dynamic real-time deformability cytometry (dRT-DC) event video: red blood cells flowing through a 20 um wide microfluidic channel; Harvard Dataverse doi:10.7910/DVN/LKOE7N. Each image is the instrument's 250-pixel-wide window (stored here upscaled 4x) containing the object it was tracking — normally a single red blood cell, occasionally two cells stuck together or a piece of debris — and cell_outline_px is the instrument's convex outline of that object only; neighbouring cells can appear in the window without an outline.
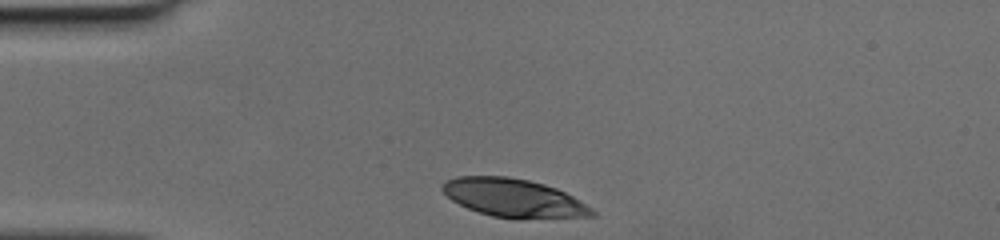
{"species": "human", "species_latin": "Homo sapiens", "temperature_condition": "cold", "stored_images_in_passage": 28, "camera_frame_rate_fps": 3000, "um_per_image_px": 0.085, "donor": {"sex": "female"}, "frame": {"image": 1, "passage_image": 1, "time_ms": 0.0, "image_size_px": [1000, 240], "cell_outline_px": [[596, 216], [520, 220], [516, 220], [492, 216], [468, 208], [452, 200], [440, 188], [440, 184], [444, 180], [456, 176], [508, 176], [528, 180], [544, 184], [556, 188], [572, 196], [592, 208], [596, 212]], "centroid_in_image_um": [43.67, 16.84], "position_along_channel_um": 41.3, "area_um2": 33.87}}
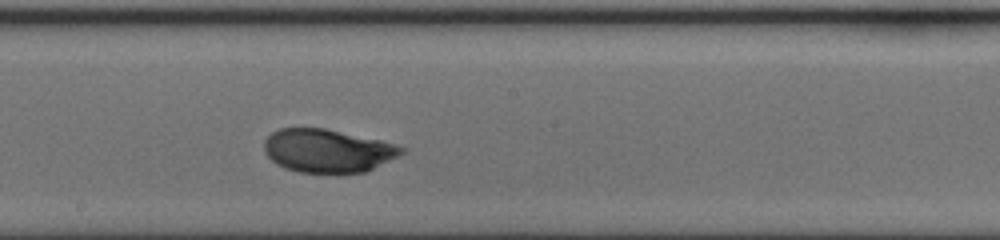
{"frame": {"image": 2, "passage_image": 16, "time_ms": 5.0, "image_size_px": [1000, 240], "cell_outline_px": [[404, 152], [400, 156], [364, 172], [300, 172], [284, 168], [276, 164], [264, 152], [264, 140], [272, 132], [280, 128], [324, 128], [380, 140], [404, 148]], "centroid_in_image_um": [27.82, 12.8], "position_along_channel_um": 220.4, "area_um2": 34.33}}
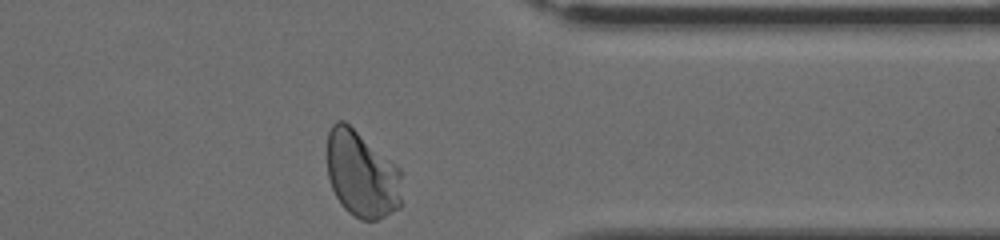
{"frame": {"image": 3, "passage_image": 28, "time_ms": 9.0, "image_size_px": [1000, 240], "cell_outline_px": [[400, 208], [376, 220], [360, 220], [348, 212], [340, 204], [332, 188], [328, 176], [328, 132], [332, 124], [336, 120], [344, 120], [400, 168]], "centroid_in_image_um": [30.73, 14.82], "position_along_channel_um": 380.7, "area_um2": 37.45}}